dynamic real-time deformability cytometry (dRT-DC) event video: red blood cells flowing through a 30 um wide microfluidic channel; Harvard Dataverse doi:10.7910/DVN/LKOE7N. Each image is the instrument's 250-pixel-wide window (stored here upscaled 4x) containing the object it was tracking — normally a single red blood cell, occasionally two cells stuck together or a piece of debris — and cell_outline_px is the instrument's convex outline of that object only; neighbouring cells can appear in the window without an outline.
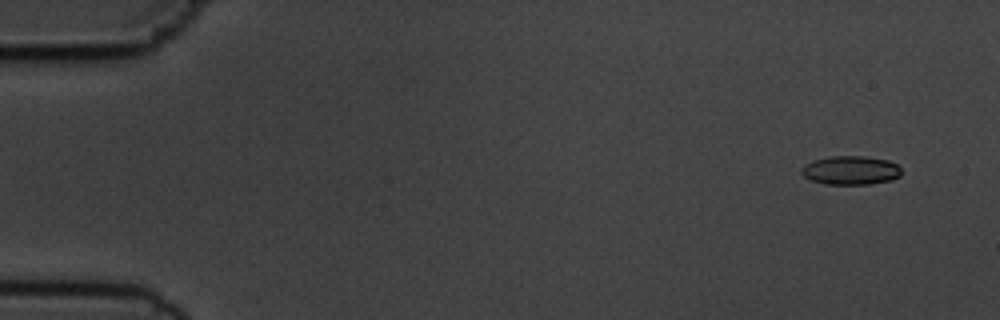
{"species": "common noctule bat (a hibernating species)", "species_latin": "Nyctalus noctula", "temperature_condition": "cold", "stored_images_in_passage": 5, "segment_of_instrument_passage": [2, 2], "camera_frame_rate_fps": 3000, "um_per_image_px": 0.085, "animal": {"sex": "male", "body_mass_g": 19.5, "forearm_length_mm": 54.6}, "frame": {"image": 1, "passage_image": 5, "time_ms": 4.667, "image_size_px": [1000, 320], "cell_outline_px": [[900, 176], [892, 180], [868, 184], [824, 184], [812, 180], [804, 176], [800, 172], [800, 168], [804, 164], [812, 160], [828, 156], [864, 156], [888, 160], [896, 164], [900, 168]], "centroid_in_image_um": [72.27, 14.47], "position_along_channel_um": 12.7, "area_um2": 16.88}}